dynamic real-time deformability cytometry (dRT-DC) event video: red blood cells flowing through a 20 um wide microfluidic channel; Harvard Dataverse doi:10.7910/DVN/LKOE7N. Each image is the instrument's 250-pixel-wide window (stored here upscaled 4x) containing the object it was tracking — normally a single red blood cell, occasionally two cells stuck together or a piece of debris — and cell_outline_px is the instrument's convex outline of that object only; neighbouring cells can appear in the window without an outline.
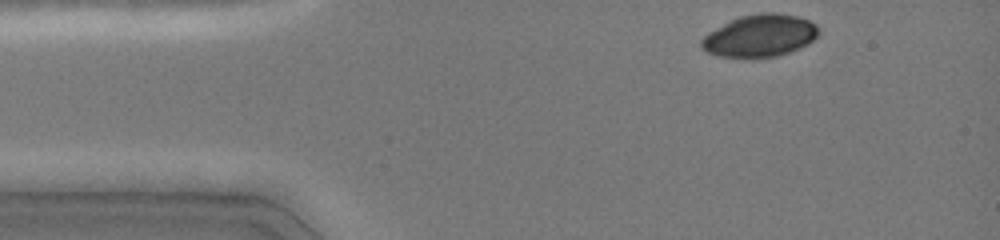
{"species": "common noctule bat (a hibernating species)", "species_latin": "Nyctalus noctula", "temperature_condition": "cold", "stored_images_in_passage": 27, "camera_frame_rate_fps": 3000, "um_per_image_px": 0.085, "animal": {"sex": "female", "body_mass_g": 19.0, "forearm_length_mm": 51.5}, "frame": {"image": 1, "passage_image": 1, "time_ms": 0.0, "image_size_px": [1000, 240], "cell_outline_px": [[820, 32], [808, 44], [800, 48], [776, 56], [752, 60], [720, 56], [708, 52], [700, 48], [700, 40], [708, 32], [740, 16], [760, 12], [772, 12], [796, 16], [808, 20], [816, 24]], "centroid_in_image_um": [64.57, 3.07], "position_along_channel_um": 20.4, "area_um2": 29.25}}
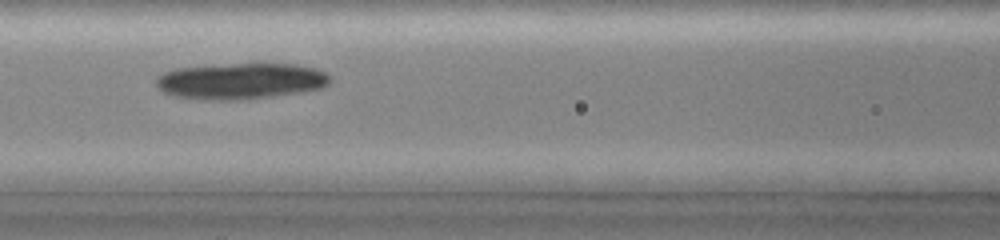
{"frame": {"image": 2, "passage_image": 15, "time_ms": 4.667, "image_size_px": [1000, 240], "cell_outline_px": [[332, 80], [324, 88], [300, 92], [248, 100], [200, 100], [176, 96], [164, 92], [156, 84], [156, 76], [164, 72], [176, 68], [232, 64], [296, 64], [316, 68], [324, 72]], "centroid_in_image_um": [20.48, 6.9], "position_along_channel_um": 146.1, "area_um2": 36.82}}
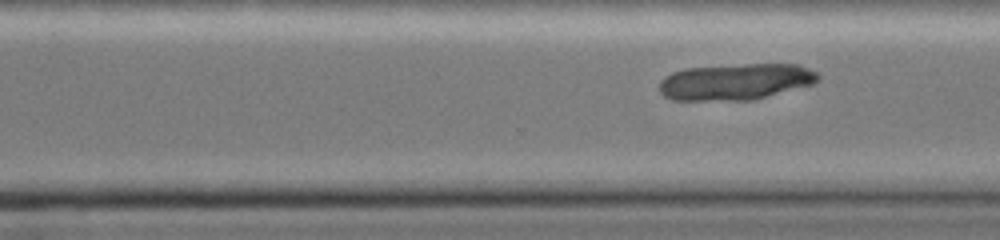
{"frame": {"image": 3, "passage_image": 27, "time_ms": 8.667, "image_size_px": [1000, 240], "cell_outline_px": [[820, 80], [812, 84], [752, 100], [672, 100], [664, 96], [660, 92], [660, 80], [664, 76], [672, 72], [684, 68], [748, 64], [800, 64], [816, 72], [820, 76]], "centroid_in_image_um": [62.51, 6.94], "position_along_channel_um": 308.1, "area_um2": 33.64}}